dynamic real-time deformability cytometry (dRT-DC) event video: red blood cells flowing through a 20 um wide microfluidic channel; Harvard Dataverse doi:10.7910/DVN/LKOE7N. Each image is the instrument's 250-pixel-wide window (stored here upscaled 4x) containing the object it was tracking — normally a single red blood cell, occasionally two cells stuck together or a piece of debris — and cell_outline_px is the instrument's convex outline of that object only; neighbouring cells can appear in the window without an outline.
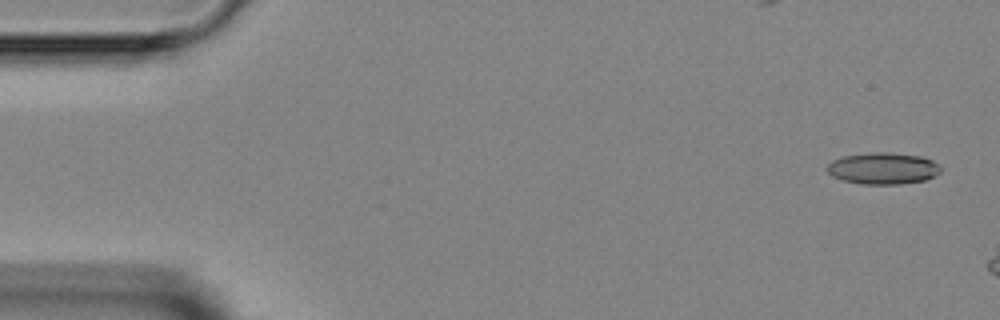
{"species": "Egyptian fruit bat (a non-hibernating species)", "species_latin": "Rousettus aegyptiacus", "temperature_condition": "room temperature", "stored_images_in_passage": 2, "camera_frame_rate_fps": 3000, "um_per_image_px": 0.085, "animal": {"sex": "female"}, "frame": {"image": 1, "passage_image": 1, "time_ms": 0.0, "image_size_px": [1000, 320], "cell_outline_px": [[940, 172], [936, 176], [924, 180], [900, 184], [864, 184], [844, 180], [832, 176], [828, 172], [828, 164], [832, 160], [844, 156], [872, 152], [888, 152], [920, 156], [932, 160], [940, 168]], "centroid_in_image_um": [75.06, 14.31], "position_along_channel_um": 9.9, "area_um2": 20.75}}